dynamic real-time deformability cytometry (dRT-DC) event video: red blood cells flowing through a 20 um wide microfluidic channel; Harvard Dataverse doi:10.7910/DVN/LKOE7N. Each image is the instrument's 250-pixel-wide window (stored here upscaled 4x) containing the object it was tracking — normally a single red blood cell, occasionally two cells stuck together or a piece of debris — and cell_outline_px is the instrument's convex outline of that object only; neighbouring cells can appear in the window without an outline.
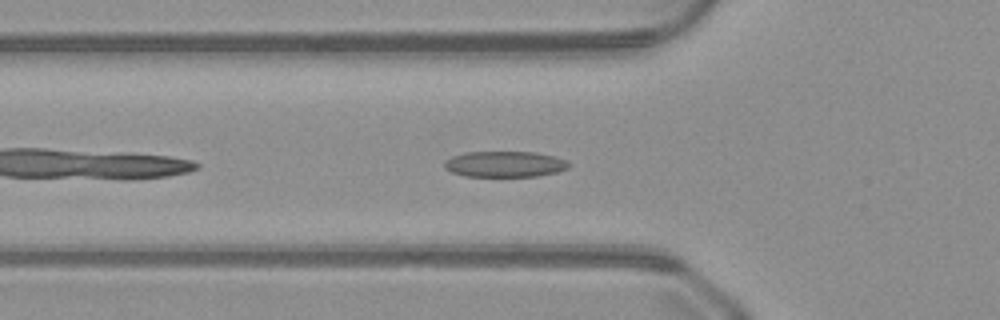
{"species": "common noctule bat (a hibernating species)", "species_latin": "Nyctalus noctula", "temperature_condition": "warm", "stored_images_in_passage": 38, "camera_frame_rate_fps": 3000, "um_per_image_px": 0.085, "animal": {"sex": "male", "body_mass_g": 23.1, "forearm_length_mm": 52.7}, "frame": {"image": 1, "passage_image": 4, "time_ms": 1.0, "image_size_px": [1000, 320], "cell_outline_px": [[572, 164], [568, 168], [556, 172], [536, 176], [464, 176], [452, 172], [444, 168], [444, 160], [452, 156], [464, 152], [536, 152], [568, 160]], "centroid_in_image_um": [42.9, 13.94], "position_along_channel_um": 82.9, "area_um2": 18.84}}
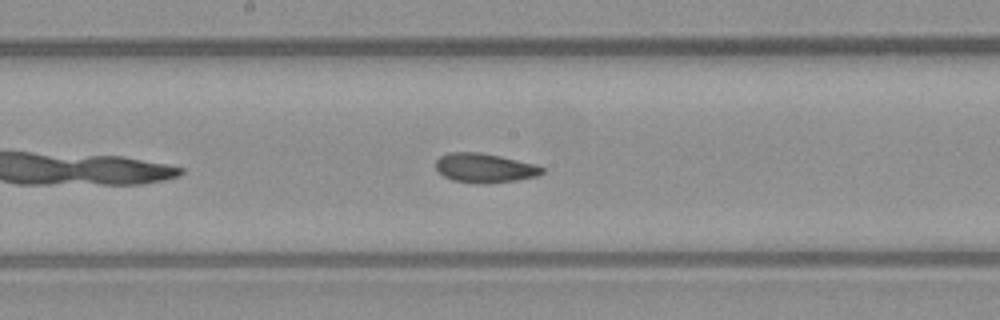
{"frame": {"image": 2, "passage_image": 13, "time_ms": 4.0, "image_size_px": [1000, 320], "cell_outline_px": [[544, 172], [536, 176], [516, 180], [484, 184], [480, 184], [452, 180], [444, 176], [436, 168], [436, 160], [440, 156], [448, 152], [480, 152], [500, 156], [536, 164], [544, 168]], "centroid_in_image_um": [41.19, 14.27], "position_along_channel_um": 207.0, "area_um2": 18.15}}
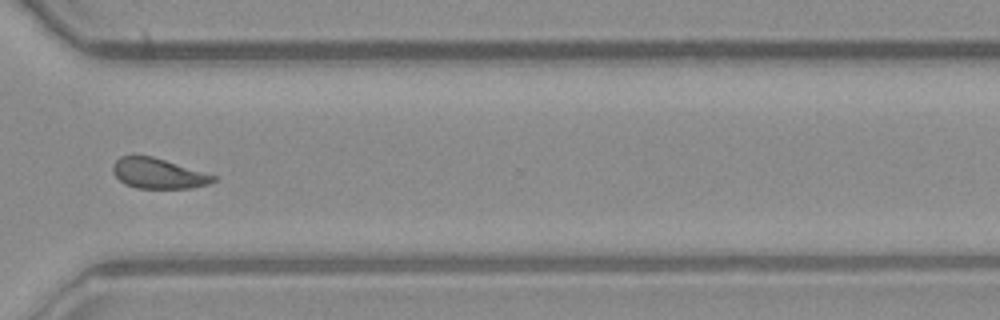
{"frame": {"image": 3, "passage_image": 24, "time_ms": 7.667, "image_size_px": [1000, 320], "cell_outline_px": [[216, 180], [208, 184], [192, 188], [136, 188], [124, 184], [112, 172], [112, 164], [120, 156], [152, 156], [216, 176]], "centroid_in_image_um": [13.41, 14.75], "position_along_channel_um": 357.2, "area_um2": 17.57}}